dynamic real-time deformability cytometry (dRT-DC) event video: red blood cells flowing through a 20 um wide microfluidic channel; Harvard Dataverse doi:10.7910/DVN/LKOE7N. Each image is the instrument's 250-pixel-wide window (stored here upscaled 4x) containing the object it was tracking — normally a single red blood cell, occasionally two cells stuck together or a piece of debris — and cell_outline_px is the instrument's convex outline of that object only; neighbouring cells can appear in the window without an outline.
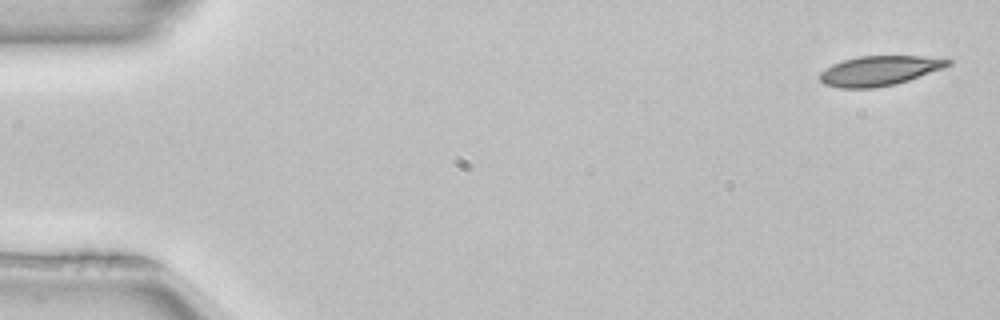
{"species": "common noctule bat (a hibernating species)", "species_latin": "Nyctalus noctula", "temperature_condition": "room temperature", "stored_images_in_passage": 3, "camera_frame_rate_fps": 3000, "um_per_image_px": 0.085, "animal": {"sex": "female", "body_mass_g": 22.7, "forearm_length_mm": 54.2}, "frame": {"image": 1, "passage_image": 1, "time_ms": 0.0, "image_size_px": [1000, 320], "cell_outline_px": [[952, 64], [944, 68], [896, 84], [876, 88], [840, 88], [824, 84], [820, 80], [820, 72], [832, 64], [844, 60], [860, 56], [924, 56], [952, 60]], "centroid_in_image_um": [74.75, 6.01], "position_along_channel_um": 10.2, "area_um2": 22.2}}
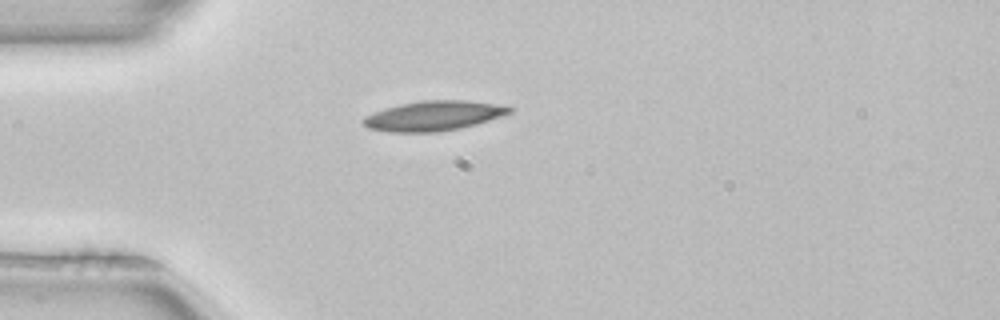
{"frame": {"image": 2, "passage_image": 3, "time_ms": 0.667, "image_size_px": [1000, 320], "cell_outline_px": [[516, 108], [512, 112], [476, 124], [460, 128], [436, 132], [388, 132], [368, 128], [360, 120], [364, 116], [384, 108], [400, 104], [424, 100], [464, 100], [492, 104]], "centroid_in_image_um": [36.8, 9.85], "position_along_channel_um": 48.2, "area_um2": 25.26}}